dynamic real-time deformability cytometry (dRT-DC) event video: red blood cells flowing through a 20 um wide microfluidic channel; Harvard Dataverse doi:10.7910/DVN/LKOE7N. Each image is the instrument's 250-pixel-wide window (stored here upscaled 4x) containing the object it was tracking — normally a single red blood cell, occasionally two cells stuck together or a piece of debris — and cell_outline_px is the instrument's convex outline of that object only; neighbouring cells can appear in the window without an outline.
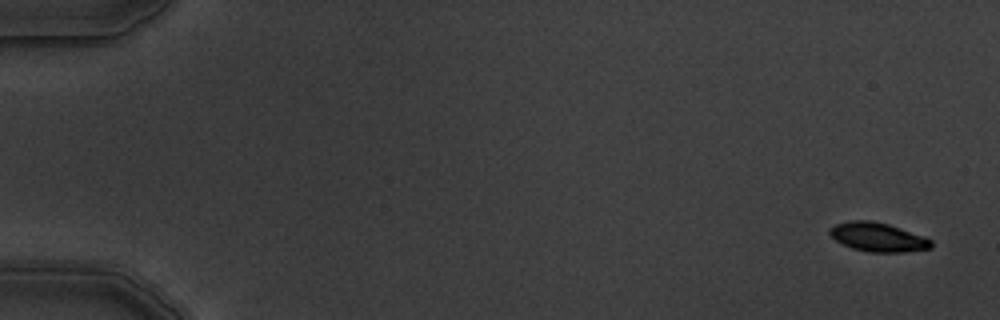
{"species": "common noctule bat (a hibernating species)", "species_latin": "Nyctalus noctula", "temperature_condition": "warm", "stored_images_in_passage": 8, "camera_frame_rate_fps": 3000, "um_per_image_px": 0.085, "animal": {"sex": "male", "body_mass_g": 19.5, "forearm_length_mm": 54.6}, "frame": {"image": 1, "passage_image": 1, "time_ms": 0.0, "image_size_px": [1000, 320], "cell_outline_px": [[932, 248], [904, 252], [868, 252], [852, 248], [836, 240], [828, 232], [836, 224], [848, 220], [872, 220], [888, 224], [924, 236], [932, 240]], "centroid_in_image_um": [74.65, 20.15], "position_along_channel_um": 10.4, "area_um2": 17.05}}
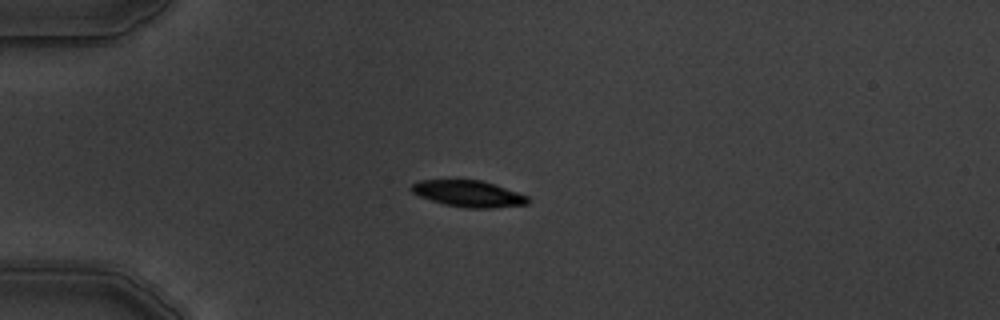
{"frame": {"image": 2, "passage_image": 4, "time_ms": 4.333, "image_size_px": [1000, 320], "cell_outline_px": [[528, 204], [492, 208], [468, 208], [444, 204], [420, 196], [412, 192], [408, 188], [412, 184], [420, 180], [480, 180], [528, 196]], "centroid_in_image_um": [39.78, 16.46], "position_along_channel_um": 45.2, "area_um2": 17.63}}